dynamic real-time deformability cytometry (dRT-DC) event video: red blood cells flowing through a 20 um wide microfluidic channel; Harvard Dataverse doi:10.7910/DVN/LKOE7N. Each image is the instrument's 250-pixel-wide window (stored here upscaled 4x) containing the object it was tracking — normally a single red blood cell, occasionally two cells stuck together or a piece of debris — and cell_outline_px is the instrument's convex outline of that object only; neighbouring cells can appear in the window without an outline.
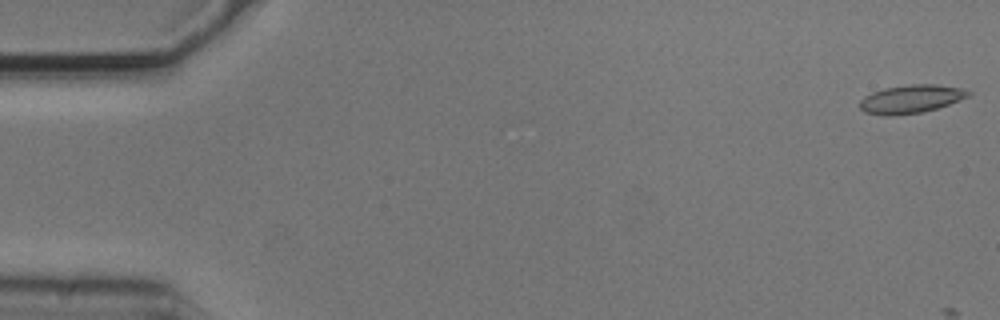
{"species": "common noctule bat (a hibernating species)", "species_latin": "Nyctalus noctula", "temperature_condition": "cold", "stored_images_in_passage": 4, "camera_frame_rate_fps": 3000, "um_per_image_px": 0.085, "animal": {"sex": "male", "body_mass_g": 20.5, "forearm_length_mm": 52.5}, "frame": {"image": 1, "passage_image": 1, "time_ms": 0.0, "image_size_px": [1000, 320], "cell_outline_px": [[972, 92], [968, 96], [948, 104], [936, 108], [920, 112], [892, 116], [884, 116], [864, 112], [860, 108], [860, 100], [864, 96], [872, 92], [884, 88], [912, 84], [936, 84], [964, 88]], "centroid_in_image_um": [77.41, 8.41], "position_along_channel_um": 7.6, "area_um2": 17.86}}